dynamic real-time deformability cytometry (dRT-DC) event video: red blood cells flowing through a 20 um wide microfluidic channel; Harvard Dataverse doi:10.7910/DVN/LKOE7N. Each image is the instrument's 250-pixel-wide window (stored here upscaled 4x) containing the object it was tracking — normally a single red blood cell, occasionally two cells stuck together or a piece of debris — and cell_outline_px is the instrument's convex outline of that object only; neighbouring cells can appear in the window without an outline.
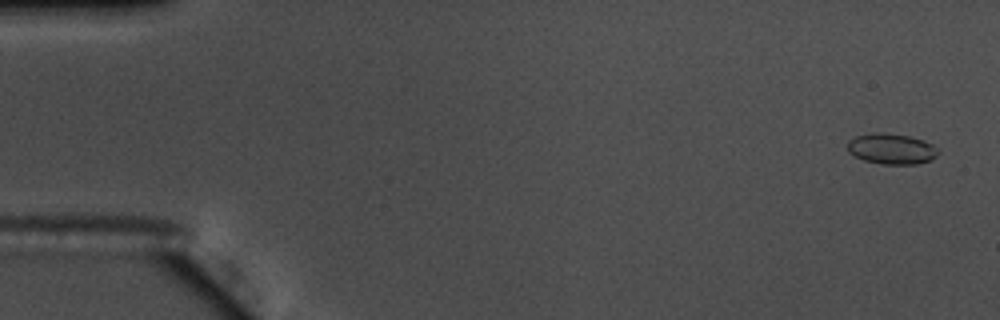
{"species": "common noctule bat (a hibernating species)", "species_latin": "Nyctalus noctula", "temperature_condition": "warm", "stored_images_in_passage": 57, "camera_frame_rate_fps": 3000, "um_per_image_px": 0.085, "animal": {"sex": "male", "body_mass_g": 17.5, "forearm_length_mm": 52.3}, "frame": {"image": 1, "passage_image": 3, "time_ms": 0.667, "image_size_px": [1000, 320], "cell_outline_px": [[936, 156], [932, 160], [916, 164], [884, 164], [864, 160], [848, 152], [848, 140], [856, 136], [872, 132], [884, 132], [908, 136], [924, 140], [932, 144], [936, 148]], "centroid_in_image_um": [75.76, 12.64], "position_along_channel_um": 9.2, "area_um2": 16.13}}
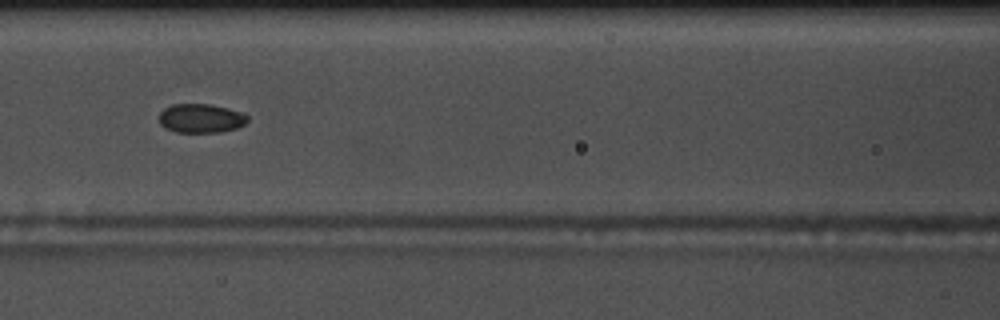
{"frame": {"image": 2, "passage_image": 26, "time_ms": 8.333, "image_size_px": [1000, 320], "cell_outline_px": [[248, 120], [244, 124], [236, 128], [220, 132], [176, 132], [164, 128], [160, 124], [160, 112], [164, 108], [172, 104], [208, 104], [228, 108], [244, 112], [248, 116]], "centroid_in_image_um": [17.08, 10.05], "position_along_channel_um": 149.5, "area_um2": 15.03}}
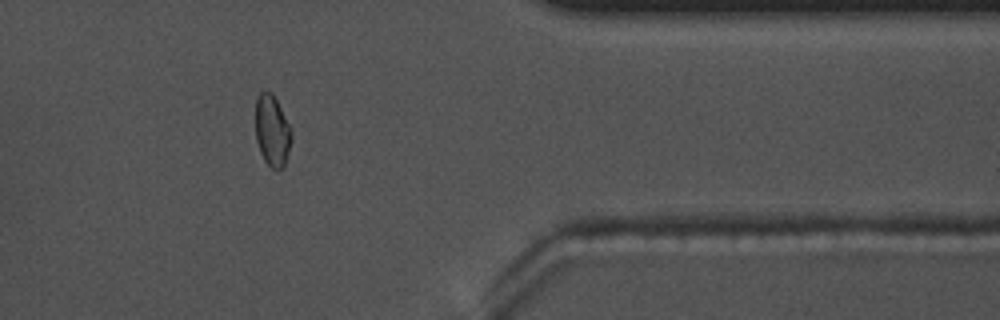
{"frame": {"image": 3, "passage_image": 47, "time_ms": 15.333, "image_size_px": [1000, 320], "cell_outline_px": [[292, 140], [284, 168], [272, 168], [264, 160], [260, 152], [256, 140], [256, 100], [260, 92], [272, 92], [292, 128]], "centroid_in_image_um": [23.16, 11.12], "position_along_channel_um": 388.2, "area_um2": 15.03}, "authors_computed_cell_mechanics": {"area_um2": 15.3748, "velocity_mm_per_s": 3.6787, "shape_relaxation_time_tau1_ms": 4.2102, "shape_relaxation_time_tau2_ms": null, "deformation_change_tau1": 0.088, "deformation_change_tau2": null}}